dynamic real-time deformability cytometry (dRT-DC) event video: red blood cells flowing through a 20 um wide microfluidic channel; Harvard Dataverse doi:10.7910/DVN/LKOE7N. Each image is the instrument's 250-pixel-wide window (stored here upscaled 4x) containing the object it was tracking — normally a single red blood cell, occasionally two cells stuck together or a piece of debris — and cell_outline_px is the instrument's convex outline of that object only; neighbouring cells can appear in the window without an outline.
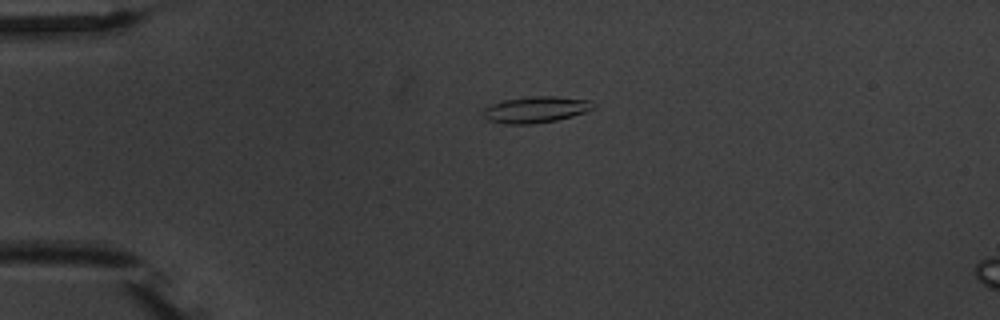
{"species": "common noctule bat (a hibernating species)", "species_latin": "Nyctalus noctula", "temperature_condition": "warm", "stored_images_in_passage": 5, "camera_frame_rate_fps": 3000, "um_per_image_px": 0.085, "animal": {"sex": "male", "body_mass_g": 20.1, "forearm_length_mm": 53.5}, "frame": {"image": 1, "passage_image": 5, "time_ms": 5.667, "image_size_px": [1000, 320], "cell_outline_px": [[596, 108], [588, 112], [556, 120], [532, 124], [504, 124], [488, 120], [484, 116], [484, 108], [492, 104], [504, 100], [528, 96], [556, 96], [592, 100], [596, 104]], "centroid_in_image_um": [45.62, 9.31], "position_along_channel_um": 39.4, "area_um2": 17.11}}